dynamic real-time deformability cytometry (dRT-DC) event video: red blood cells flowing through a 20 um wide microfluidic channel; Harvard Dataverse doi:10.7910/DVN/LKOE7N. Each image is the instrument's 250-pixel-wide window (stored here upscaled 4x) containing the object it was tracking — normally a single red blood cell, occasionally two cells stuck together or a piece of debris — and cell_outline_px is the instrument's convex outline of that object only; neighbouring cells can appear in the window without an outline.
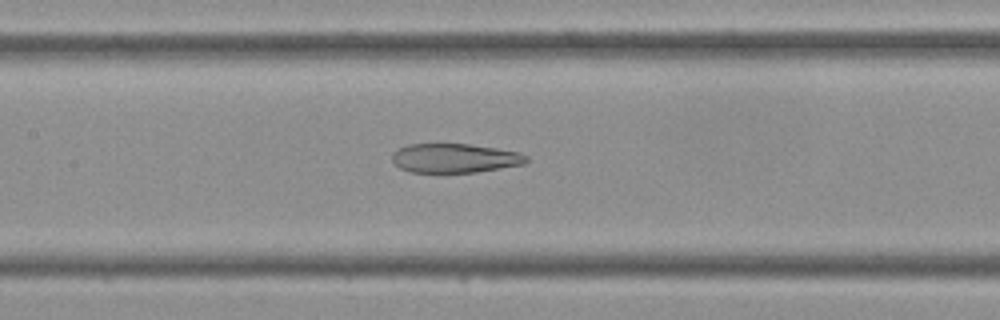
{"species": "Egyptian fruit bat (a non-hibernating species)", "species_latin": "Rousettus aegyptiacus", "temperature_condition": "cold", "stored_images_in_passage": 35, "camera_frame_rate_fps": 3000, "um_per_image_px": 0.085, "frame": {"image": 1, "passage_image": 20, "time_ms": 6.333, "image_size_px": [1000, 320], "cell_outline_px": [[528, 160], [524, 164], [476, 172], [408, 172], [400, 168], [392, 160], [392, 152], [408, 144], [468, 144], [496, 148], [520, 152], [528, 156]], "centroid_in_image_um": [38.65, 13.44], "position_along_channel_um": 168.7, "area_um2": 22.77}}
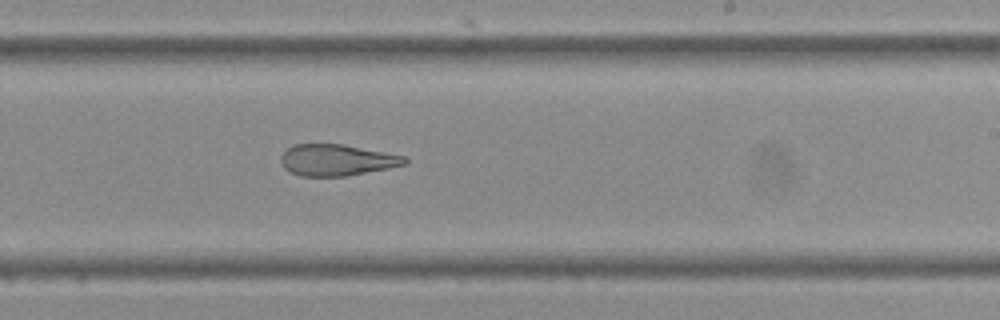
{"frame": {"image": 2, "passage_image": 26, "time_ms": 8.333, "image_size_px": [1000, 320], "cell_outline_px": [[408, 164], [348, 176], [300, 176], [284, 168], [280, 160], [280, 156], [292, 144], [340, 144], [384, 152], [404, 156], [408, 160]], "centroid_in_image_um": [28.61, 13.61], "position_along_channel_um": 260.4, "area_um2": 22.54}}
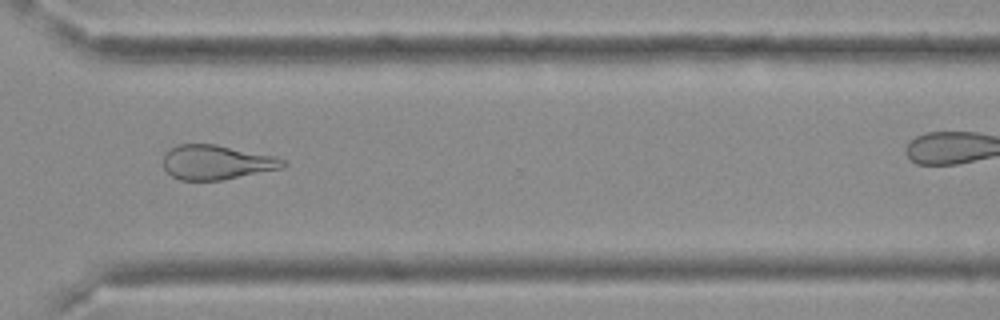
{"frame": {"image": 3, "passage_image": 32, "time_ms": 10.333, "image_size_px": [1000, 320], "cell_outline_px": [[288, 164], [284, 168], [220, 180], [180, 180], [172, 176], [164, 168], [164, 152], [168, 148], [176, 144], [216, 144], [276, 156], [288, 160]], "centroid_in_image_um": [18.43, 13.78], "position_along_channel_um": 352.2, "area_um2": 24.39}}